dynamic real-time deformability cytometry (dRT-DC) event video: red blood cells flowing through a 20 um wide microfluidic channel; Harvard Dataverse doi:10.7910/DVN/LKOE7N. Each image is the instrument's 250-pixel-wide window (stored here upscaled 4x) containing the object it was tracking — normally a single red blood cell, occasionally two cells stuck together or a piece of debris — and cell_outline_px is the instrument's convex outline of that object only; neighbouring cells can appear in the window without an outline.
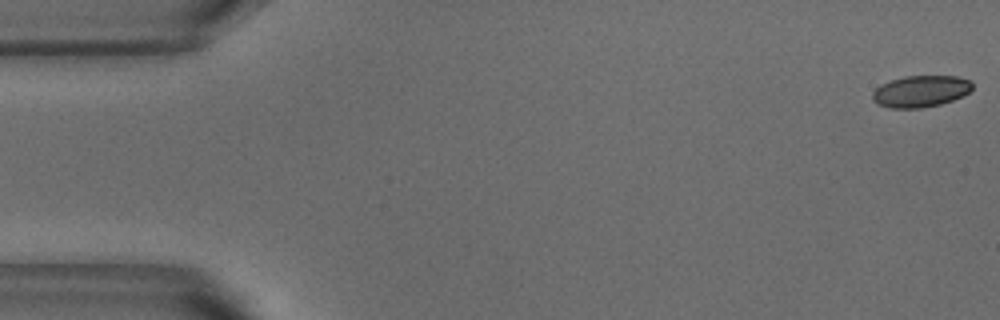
{"species": "common noctule bat (a hibernating species)", "species_latin": "Nyctalus noctula", "temperature_condition": "warm", "stored_images_in_passage": 53, "camera_frame_rate_fps": 3000, "um_per_image_px": 0.085, "animal": {"sex": "male", "body_mass_g": 18.8}, "frame": {"image": 1, "passage_image": 1, "time_ms": 0.0, "image_size_px": [1000, 320], "cell_outline_px": [[972, 88], [964, 96], [940, 104], [920, 108], [888, 108], [876, 104], [872, 100], [872, 92], [880, 84], [904, 76], [956, 76], [968, 80], [972, 84]], "centroid_in_image_um": [78.21, 7.77], "position_along_channel_um": 6.8, "area_um2": 18.44}}
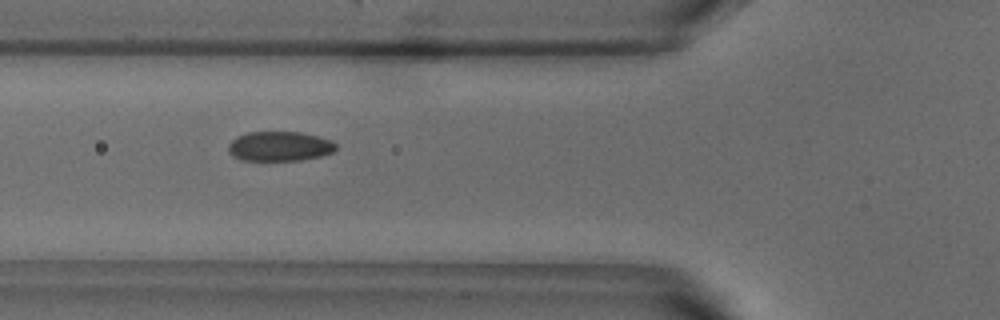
{"frame": {"image": 2, "passage_image": 19, "time_ms": 6.0, "image_size_px": [1000, 320], "cell_outline_px": [[336, 148], [332, 152], [320, 156], [300, 160], [240, 160], [232, 156], [228, 152], [228, 144], [236, 136], [248, 132], [300, 132], [332, 140], [336, 144]], "centroid_in_image_um": [23.73, 12.43], "position_along_channel_um": 102.1, "area_um2": 18.61}}
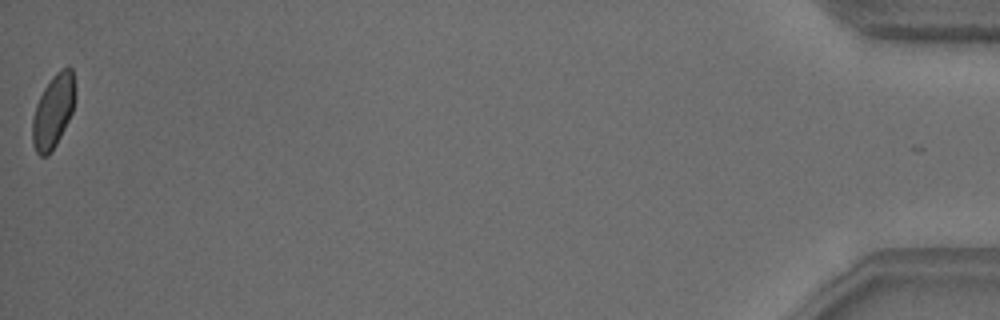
{"frame": {"image": 3, "passage_image": 53, "time_ms": 17.333, "image_size_px": [1000, 320], "cell_outline_px": [[76, 96], [72, 112], [56, 144], [48, 156], [40, 156], [36, 152], [32, 144], [32, 120], [36, 104], [44, 88], [52, 76], [60, 68], [68, 64], [72, 68], [76, 92]], "centroid_in_image_um": [4.53, 9.4], "position_along_channel_um": 430.7, "area_um2": 18.5}, "authors_computed_cell_mechanics": {"area_um2": 19.074, "velocity_mm_per_s": 3.7904, "shape_relaxation_time_tau1_ms": 3.8063, "shape_relaxation_time_tau2_ms": null, "deformation_change_tau1": 0.1169, "deformation_change_tau2": null}}